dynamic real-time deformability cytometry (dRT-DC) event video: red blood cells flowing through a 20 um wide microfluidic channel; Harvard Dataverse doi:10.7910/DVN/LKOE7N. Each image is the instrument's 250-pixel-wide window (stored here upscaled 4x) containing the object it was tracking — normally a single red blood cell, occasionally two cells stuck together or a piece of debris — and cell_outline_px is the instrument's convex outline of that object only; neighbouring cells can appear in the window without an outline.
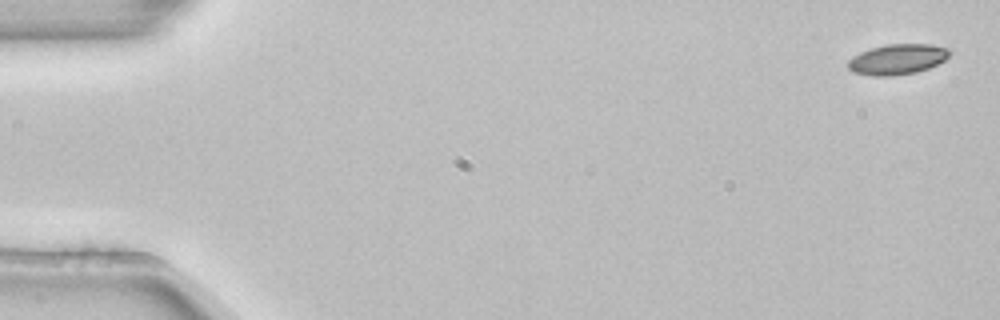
{"species": "common noctule bat (a hibernating species)", "species_latin": "Nyctalus noctula", "temperature_condition": "room temperature", "stored_images_in_passage": 5, "camera_frame_rate_fps": 3000, "um_per_image_px": 0.085, "animal": {"sex": "female", "body_mass_g": 22.7, "forearm_length_mm": 54.2}, "frame": {"image": 1, "passage_image": 1, "time_ms": 0.0, "image_size_px": [1000, 320], "cell_outline_px": [[952, 52], [944, 60], [928, 68], [916, 72], [888, 76], [872, 76], [852, 72], [848, 68], [848, 60], [852, 56], [860, 52], [872, 48], [888, 44], [928, 44], [948, 48]], "centroid_in_image_um": [76.25, 5.04], "position_along_channel_um": 8.7, "area_um2": 17.92}}